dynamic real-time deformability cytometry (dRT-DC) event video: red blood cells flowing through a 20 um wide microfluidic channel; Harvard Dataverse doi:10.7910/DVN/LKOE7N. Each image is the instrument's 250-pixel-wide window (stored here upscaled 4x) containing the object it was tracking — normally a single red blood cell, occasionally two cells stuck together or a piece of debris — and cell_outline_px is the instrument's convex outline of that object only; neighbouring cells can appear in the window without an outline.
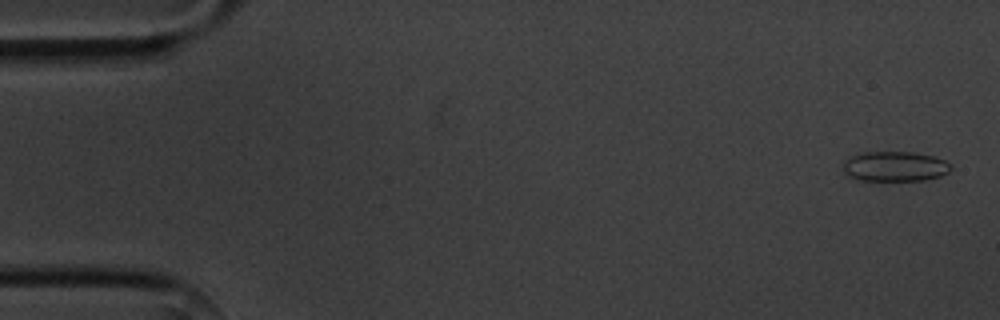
{"species": "common noctule bat (a hibernating species)", "species_latin": "Nyctalus noctula", "temperature_condition": "cold", "stored_images_in_passage": 5, "camera_frame_rate_fps": 3000, "um_per_image_px": 0.085, "animal": {"sex": "male", "body_mass_g": 20.1, "forearm_length_mm": 53.5}, "frame": {"image": 1, "passage_image": 1, "time_ms": 0.0, "image_size_px": [1000, 320], "cell_outline_px": [[952, 168], [948, 172], [940, 176], [924, 180], [856, 180], [848, 176], [844, 172], [840, 164], [848, 156], [864, 152], [912, 152], [932, 156], [944, 160], [952, 164]], "centroid_in_image_um": [76.0, 14.14], "position_along_channel_um": 9.0, "area_um2": 19.07}}